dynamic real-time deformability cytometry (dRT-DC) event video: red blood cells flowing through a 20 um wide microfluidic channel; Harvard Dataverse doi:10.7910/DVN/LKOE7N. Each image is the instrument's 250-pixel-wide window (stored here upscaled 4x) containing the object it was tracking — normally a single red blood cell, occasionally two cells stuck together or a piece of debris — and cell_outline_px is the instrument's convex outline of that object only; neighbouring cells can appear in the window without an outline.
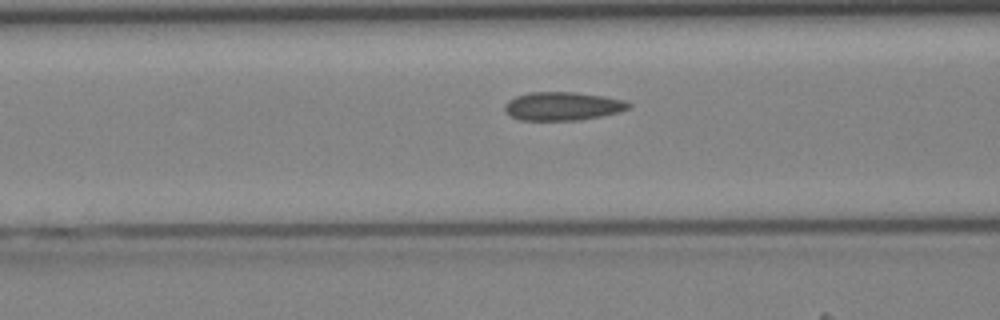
{"species": "Egyptian fruit bat (a non-hibernating species)", "species_latin": "Rousettus aegyptiacus", "temperature_condition": "cold", "stored_images_in_passage": 39, "camera_frame_rate_fps": 3000, "um_per_image_px": 0.085, "animal": {"sex": "female"}, "frame": {"image": 1, "passage_image": 14, "time_ms": 4.333, "image_size_px": [1000, 320], "cell_outline_px": [[632, 108], [620, 112], [600, 116], [576, 120], [520, 120], [504, 112], [504, 104], [508, 100], [516, 96], [528, 92], [576, 92], [604, 96], [624, 100], [632, 104]], "centroid_in_image_um": [47.83, 9.02], "position_along_channel_um": 118.8, "area_um2": 20.69}}
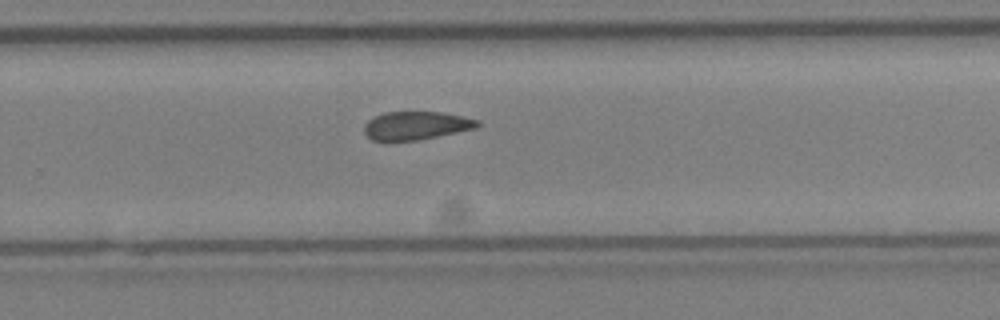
{"frame": {"image": 2, "passage_image": 25, "time_ms": 8.0, "image_size_px": [1000, 320], "cell_outline_px": [[480, 124], [476, 128], [420, 140], [372, 140], [364, 132], [364, 124], [372, 116], [384, 112], [440, 112], [480, 120]], "centroid_in_image_um": [35.35, 10.66], "position_along_channel_um": 294.5, "area_um2": 18.61}}
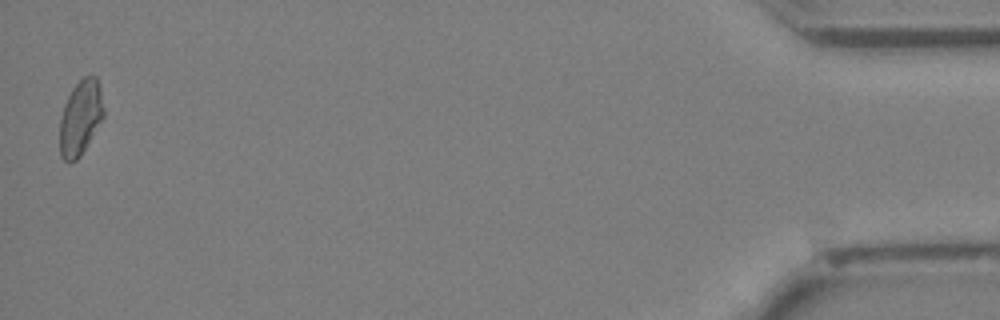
{"frame": {"image": 3, "passage_image": 39, "time_ms": 12.667, "image_size_px": [1000, 320], "cell_outline_px": [[104, 116], [80, 156], [76, 160], [68, 164], [60, 156], [60, 116], [64, 104], [72, 88], [84, 76], [96, 76], [100, 88], [104, 108]], "centroid_in_image_um": [6.83, 10.01], "position_along_channel_um": 428.4, "area_um2": 19.13}}